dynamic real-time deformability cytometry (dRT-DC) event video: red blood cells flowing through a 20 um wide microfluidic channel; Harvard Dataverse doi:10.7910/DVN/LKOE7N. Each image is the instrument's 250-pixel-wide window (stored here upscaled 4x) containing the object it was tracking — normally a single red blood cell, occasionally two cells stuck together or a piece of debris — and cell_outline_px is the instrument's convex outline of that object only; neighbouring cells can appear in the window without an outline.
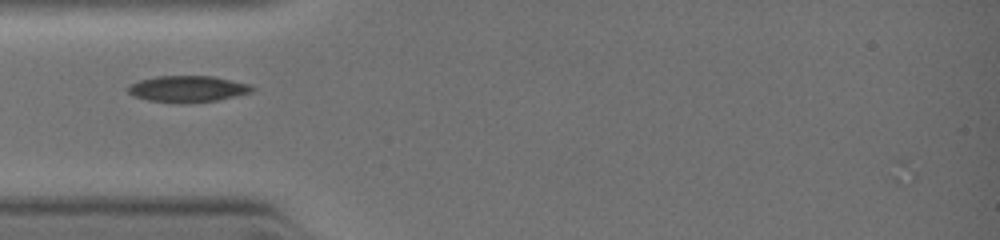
{"species": "common noctule bat (a hibernating species)", "species_latin": "Nyctalus noctula", "temperature_condition": "warm", "stored_images_in_passage": 4, "camera_frame_rate_fps": 3000, "um_per_image_px": 0.085, "animal": {"sex": "female", "body_mass_g": 19.0, "forearm_length_mm": 51.5}, "frame": {"image": 1, "passage_image": 1, "time_ms": 0.0, "image_size_px": [1000, 240], "cell_outline_px": [[256, 88], [252, 92], [216, 100], [148, 100], [132, 96], [128, 92], [128, 84], [140, 80], [156, 76], [212, 76], [248, 84]], "centroid_in_image_um": [15.93, 7.5], "position_along_channel_um": 69.1, "area_um2": 18.09}}
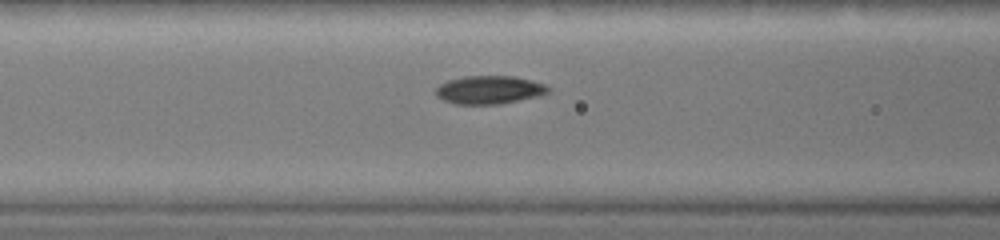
{"frame": {"image": 2, "passage_image": 4, "time_ms": 1.0, "image_size_px": [1000, 240], "cell_outline_px": [[548, 92], [540, 96], [500, 104], [456, 104], [444, 100], [436, 96], [436, 88], [440, 84], [448, 80], [464, 76], [512, 76], [544, 84], [548, 88]], "centroid_in_image_um": [41.56, 7.64], "position_along_channel_um": 125.0, "area_um2": 18.32}}